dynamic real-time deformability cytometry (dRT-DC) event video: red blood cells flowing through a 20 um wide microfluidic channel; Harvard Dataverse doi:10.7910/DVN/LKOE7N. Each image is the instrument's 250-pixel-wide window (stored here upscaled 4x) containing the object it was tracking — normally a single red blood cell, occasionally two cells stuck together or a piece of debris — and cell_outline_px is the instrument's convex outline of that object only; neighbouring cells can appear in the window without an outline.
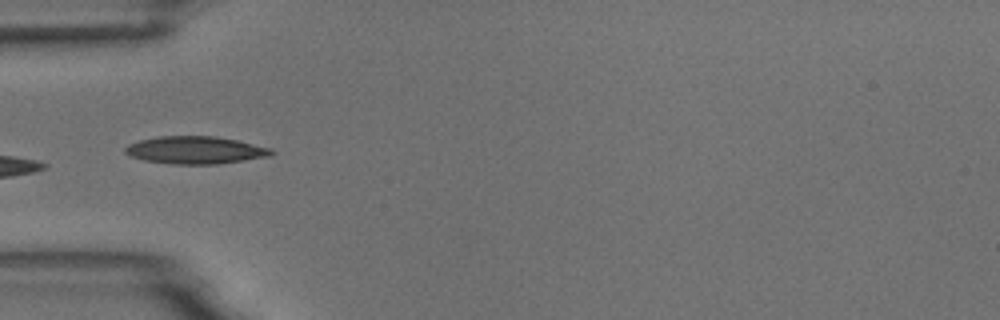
{"species": "common noctule bat (a hibernating species)", "species_latin": "Nyctalus noctula", "temperature_condition": "room temperature", "stored_images_in_passage": 9, "camera_frame_rate_fps": 3000, "um_per_image_px": 0.085, "animal": {"sex": "male", "body_mass_g": 18.8}, "frame": {"image": 1, "passage_image": 4, "time_ms": 4.333, "image_size_px": [1000, 320], "cell_outline_px": [[276, 152], [272, 156], [220, 164], [172, 164], [144, 160], [132, 156], [124, 152], [124, 148], [128, 144], [140, 140], [160, 136], [216, 136], [236, 140], [272, 148]], "centroid_in_image_um": [16.65, 12.76], "position_along_channel_um": 68.3, "area_um2": 23.58}}
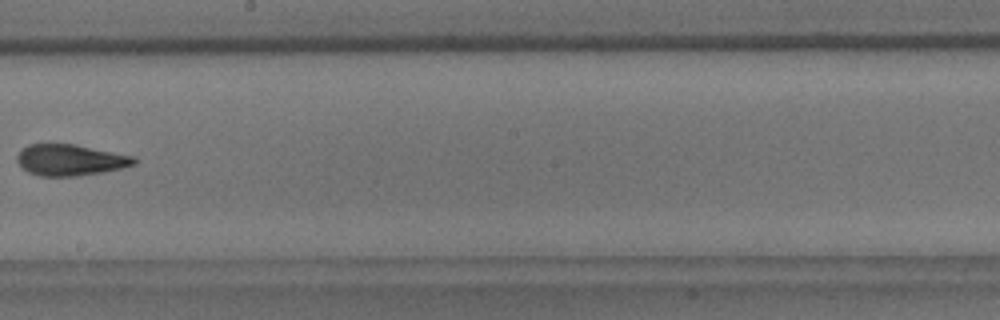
{"frame": {"image": 2, "passage_image": 8, "time_ms": 9.0, "image_size_px": [1000, 320], "cell_outline_px": [[136, 164], [120, 168], [100, 172], [76, 176], [40, 176], [28, 172], [16, 160], [16, 156], [28, 144], [76, 144], [132, 156], [136, 160]], "centroid_in_image_um": [5.95, 13.59], "position_along_channel_um": 242.3, "area_um2": 20.98}}